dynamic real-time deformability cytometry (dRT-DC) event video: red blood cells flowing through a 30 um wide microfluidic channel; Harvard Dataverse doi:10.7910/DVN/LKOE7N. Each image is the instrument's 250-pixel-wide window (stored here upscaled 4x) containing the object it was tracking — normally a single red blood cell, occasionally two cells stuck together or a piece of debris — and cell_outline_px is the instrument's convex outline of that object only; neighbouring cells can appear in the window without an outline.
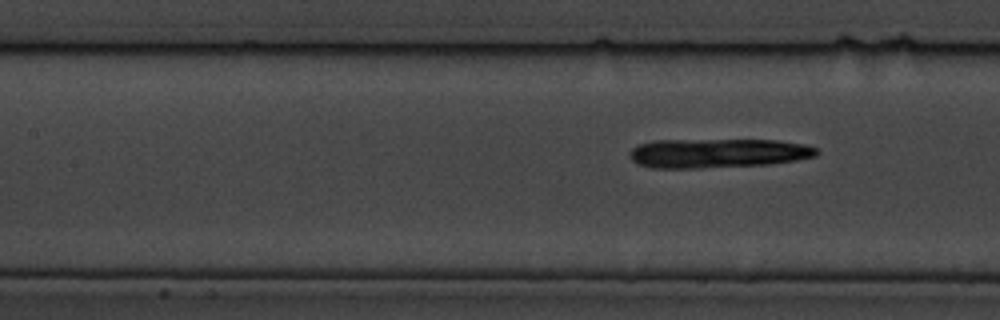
{"species": "common noctule bat (a hibernating species)", "species_latin": "Nyctalus noctula", "temperature_condition": "cold", "stored_images_in_passage": 6, "segment_of_instrument_passage": [2, 2], "camera_frame_rate_fps": 3000, "um_per_image_px": 0.085, "animal": {"sex": "male", "body_mass_g": 19.5, "forearm_length_mm": 54.6}, "frame": {"image": 1, "passage_image": 6, "time_ms": 6.0, "image_size_px": [1000, 320], "cell_outline_px": [[820, 152], [816, 156], [796, 160], [768, 164], [700, 168], [652, 168], [636, 164], [628, 156], [628, 152], [632, 148], [640, 144], [656, 140], [776, 140], [804, 144], [816, 148]], "centroid_in_image_um": [60.97, 13.02], "position_along_channel_um": 146.4, "area_um2": 32.02}}